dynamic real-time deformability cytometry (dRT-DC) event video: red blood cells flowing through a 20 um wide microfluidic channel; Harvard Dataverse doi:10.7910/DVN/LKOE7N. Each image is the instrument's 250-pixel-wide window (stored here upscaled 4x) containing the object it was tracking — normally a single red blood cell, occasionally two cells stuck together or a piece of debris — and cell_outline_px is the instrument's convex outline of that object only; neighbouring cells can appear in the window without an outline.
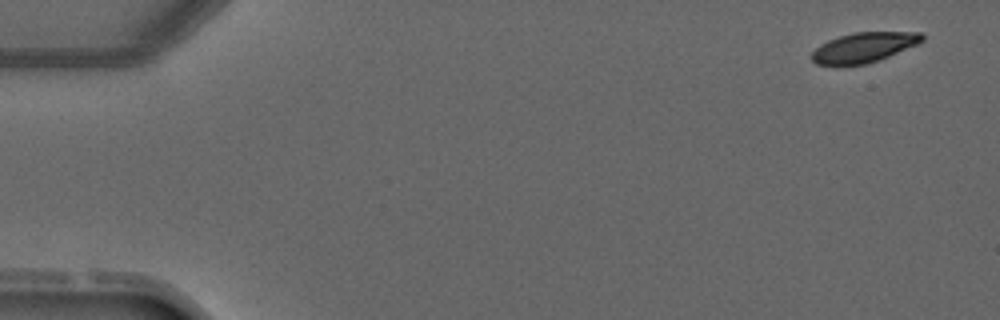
{"species": "common noctule bat (a hibernating species)", "species_latin": "Nyctalus noctula", "temperature_condition": "warm", "stored_images_in_passage": 5, "camera_frame_rate_fps": 3000, "um_per_image_px": 0.085, "animal": {"sex": "male", "forearm_length_mm": 52.5}, "frame": {"image": 1, "passage_image": 1, "time_ms": 0.0, "image_size_px": [1000, 320], "cell_outline_px": [[924, 40], [916, 44], [880, 60], [864, 64], [816, 64], [812, 60], [812, 52], [820, 44], [828, 40], [840, 36], [856, 32], [924, 32]], "centroid_in_image_um": [73.45, 4.01], "position_along_channel_um": 11.5, "area_um2": 18.96}}